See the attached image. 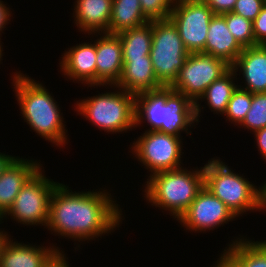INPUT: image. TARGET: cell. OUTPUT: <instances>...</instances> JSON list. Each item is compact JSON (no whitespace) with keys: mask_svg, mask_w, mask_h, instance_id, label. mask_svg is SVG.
<instances>
[{"mask_svg":"<svg viewBox=\"0 0 266 267\" xmlns=\"http://www.w3.org/2000/svg\"><path fill=\"white\" fill-rule=\"evenodd\" d=\"M69 188L59 183L51 196L46 226L51 234L71 239L76 245L75 241L102 238L120 227L125 215L110 190L73 192Z\"/></svg>","mask_w":266,"mask_h":267,"instance_id":"cell-1","label":"cell"},{"mask_svg":"<svg viewBox=\"0 0 266 267\" xmlns=\"http://www.w3.org/2000/svg\"><path fill=\"white\" fill-rule=\"evenodd\" d=\"M13 73L11 76L13 91L23 120L35 134L52 143V146L61 148L68 145L66 122L53 94L43 83L26 73L23 74L21 71Z\"/></svg>","mask_w":266,"mask_h":267,"instance_id":"cell-2","label":"cell"},{"mask_svg":"<svg viewBox=\"0 0 266 267\" xmlns=\"http://www.w3.org/2000/svg\"><path fill=\"white\" fill-rule=\"evenodd\" d=\"M146 122L150 126L146 131H159L177 137L185 132L191 137L193 133L188 131L198 124L195 103L171 87L139 93L135 98V129Z\"/></svg>","mask_w":266,"mask_h":267,"instance_id":"cell-3","label":"cell"},{"mask_svg":"<svg viewBox=\"0 0 266 267\" xmlns=\"http://www.w3.org/2000/svg\"><path fill=\"white\" fill-rule=\"evenodd\" d=\"M143 189L146 202L179 218L186 212L197 193L204 187V170L181 167L148 176Z\"/></svg>","mask_w":266,"mask_h":267,"instance_id":"cell-4","label":"cell"},{"mask_svg":"<svg viewBox=\"0 0 266 267\" xmlns=\"http://www.w3.org/2000/svg\"><path fill=\"white\" fill-rule=\"evenodd\" d=\"M113 88V92L105 91L86 99L76 101L74 111L83 116L100 131L107 134L127 133L135 129V98L136 95L128 93L115 85L88 86ZM110 87V88H109Z\"/></svg>","mask_w":266,"mask_h":267,"instance_id":"cell-5","label":"cell"},{"mask_svg":"<svg viewBox=\"0 0 266 267\" xmlns=\"http://www.w3.org/2000/svg\"><path fill=\"white\" fill-rule=\"evenodd\" d=\"M226 164L219 157L208 160L203 166L204 186L236 217L248 211H262L261 186H256Z\"/></svg>","mask_w":266,"mask_h":267,"instance_id":"cell-6","label":"cell"},{"mask_svg":"<svg viewBox=\"0 0 266 267\" xmlns=\"http://www.w3.org/2000/svg\"><path fill=\"white\" fill-rule=\"evenodd\" d=\"M188 55L177 27L169 18L152 21L150 58L157 80L164 87L173 84Z\"/></svg>","mask_w":266,"mask_h":267,"instance_id":"cell-7","label":"cell"},{"mask_svg":"<svg viewBox=\"0 0 266 267\" xmlns=\"http://www.w3.org/2000/svg\"><path fill=\"white\" fill-rule=\"evenodd\" d=\"M44 170V167H41L27 181L12 206L0 218L1 222L10 216L18 224L32 227L41 225L46 228L51 196L59 182L47 178Z\"/></svg>","mask_w":266,"mask_h":267,"instance_id":"cell-8","label":"cell"},{"mask_svg":"<svg viewBox=\"0 0 266 267\" xmlns=\"http://www.w3.org/2000/svg\"><path fill=\"white\" fill-rule=\"evenodd\" d=\"M182 137L159 131H145L130 145V153L150 173L149 176L183 167Z\"/></svg>","mask_w":266,"mask_h":267,"instance_id":"cell-9","label":"cell"},{"mask_svg":"<svg viewBox=\"0 0 266 267\" xmlns=\"http://www.w3.org/2000/svg\"><path fill=\"white\" fill-rule=\"evenodd\" d=\"M230 68L231 66L223 59L202 52L189 53L176 80L170 87L196 103L207 87Z\"/></svg>","mask_w":266,"mask_h":267,"instance_id":"cell-10","label":"cell"},{"mask_svg":"<svg viewBox=\"0 0 266 267\" xmlns=\"http://www.w3.org/2000/svg\"><path fill=\"white\" fill-rule=\"evenodd\" d=\"M213 11L203 0H174L169 19L189 53H204Z\"/></svg>","mask_w":266,"mask_h":267,"instance_id":"cell-11","label":"cell"},{"mask_svg":"<svg viewBox=\"0 0 266 267\" xmlns=\"http://www.w3.org/2000/svg\"><path fill=\"white\" fill-rule=\"evenodd\" d=\"M234 219L238 218L227 205L204 186L178 222L186 228L184 230L204 233L218 229L224 223L227 224Z\"/></svg>","mask_w":266,"mask_h":267,"instance_id":"cell-12","label":"cell"},{"mask_svg":"<svg viewBox=\"0 0 266 267\" xmlns=\"http://www.w3.org/2000/svg\"><path fill=\"white\" fill-rule=\"evenodd\" d=\"M88 35H91L93 39H95L94 36L97 37L96 86L116 85L123 72V51L120 37L117 34L109 33Z\"/></svg>","mask_w":266,"mask_h":267,"instance_id":"cell-13","label":"cell"},{"mask_svg":"<svg viewBox=\"0 0 266 267\" xmlns=\"http://www.w3.org/2000/svg\"><path fill=\"white\" fill-rule=\"evenodd\" d=\"M59 60L66 78L84 86H96V40L72 45Z\"/></svg>","mask_w":266,"mask_h":267,"instance_id":"cell-14","label":"cell"},{"mask_svg":"<svg viewBox=\"0 0 266 267\" xmlns=\"http://www.w3.org/2000/svg\"><path fill=\"white\" fill-rule=\"evenodd\" d=\"M34 159L15 157L0 175V218L12 206L27 181L41 168Z\"/></svg>","mask_w":266,"mask_h":267,"instance_id":"cell-15","label":"cell"},{"mask_svg":"<svg viewBox=\"0 0 266 267\" xmlns=\"http://www.w3.org/2000/svg\"><path fill=\"white\" fill-rule=\"evenodd\" d=\"M231 68L237 76L243 75L245 85H238L240 88L252 94L266 93V45L244 47Z\"/></svg>","mask_w":266,"mask_h":267,"instance_id":"cell-16","label":"cell"},{"mask_svg":"<svg viewBox=\"0 0 266 267\" xmlns=\"http://www.w3.org/2000/svg\"><path fill=\"white\" fill-rule=\"evenodd\" d=\"M14 240L10 239L5 245L0 267H45L61 252L53 243L49 246H35L33 243H18Z\"/></svg>","mask_w":266,"mask_h":267,"instance_id":"cell-17","label":"cell"},{"mask_svg":"<svg viewBox=\"0 0 266 267\" xmlns=\"http://www.w3.org/2000/svg\"><path fill=\"white\" fill-rule=\"evenodd\" d=\"M115 86L134 95L164 87L157 80L150 56L123 58V72Z\"/></svg>","mask_w":266,"mask_h":267,"instance_id":"cell-18","label":"cell"},{"mask_svg":"<svg viewBox=\"0 0 266 267\" xmlns=\"http://www.w3.org/2000/svg\"><path fill=\"white\" fill-rule=\"evenodd\" d=\"M74 25L84 34L108 33L113 0H75Z\"/></svg>","mask_w":266,"mask_h":267,"instance_id":"cell-19","label":"cell"},{"mask_svg":"<svg viewBox=\"0 0 266 267\" xmlns=\"http://www.w3.org/2000/svg\"><path fill=\"white\" fill-rule=\"evenodd\" d=\"M242 50L243 47L228 30L224 16L214 14L209 23L204 53L223 59L232 66Z\"/></svg>","mask_w":266,"mask_h":267,"instance_id":"cell-20","label":"cell"},{"mask_svg":"<svg viewBox=\"0 0 266 267\" xmlns=\"http://www.w3.org/2000/svg\"><path fill=\"white\" fill-rule=\"evenodd\" d=\"M238 79L240 78H237L235 71L230 68L224 75L207 87L205 93L195 103V117L198 123L201 122L199 121V118L201 112L205 109V106L203 105L202 107L200 103L203 101H205L211 112L217 115L222 114V116H224L232 93L238 86V82L235 81Z\"/></svg>","mask_w":266,"mask_h":267,"instance_id":"cell-21","label":"cell"},{"mask_svg":"<svg viewBox=\"0 0 266 267\" xmlns=\"http://www.w3.org/2000/svg\"><path fill=\"white\" fill-rule=\"evenodd\" d=\"M239 236L234 237L224 251L240 267H266V240L253 241Z\"/></svg>","mask_w":266,"mask_h":267,"instance_id":"cell-22","label":"cell"},{"mask_svg":"<svg viewBox=\"0 0 266 267\" xmlns=\"http://www.w3.org/2000/svg\"><path fill=\"white\" fill-rule=\"evenodd\" d=\"M148 22L141 9L140 0H113L108 33L119 34Z\"/></svg>","mask_w":266,"mask_h":267,"instance_id":"cell-23","label":"cell"},{"mask_svg":"<svg viewBox=\"0 0 266 267\" xmlns=\"http://www.w3.org/2000/svg\"><path fill=\"white\" fill-rule=\"evenodd\" d=\"M122 43L123 58H143L150 56L152 47V21L137 28L117 34Z\"/></svg>","mask_w":266,"mask_h":267,"instance_id":"cell-24","label":"cell"},{"mask_svg":"<svg viewBox=\"0 0 266 267\" xmlns=\"http://www.w3.org/2000/svg\"><path fill=\"white\" fill-rule=\"evenodd\" d=\"M252 103V93L240 88L233 91L228 107L225 112L226 121H229L235 126H239L246 117L247 112L250 110Z\"/></svg>","mask_w":266,"mask_h":267,"instance_id":"cell-25","label":"cell"},{"mask_svg":"<svg viewBox=\"0 0 266 267\" xmlns=\"http://www.w3.org/2000/svg\"><path fill=\"white\" fill-rule=\"evenodd\" d=\"M228 30L236 41L244 48L258 45L254 40L252 21L233 12L222 14Z\"/></svg>","mask_w":266,"mask_h":267,"instance_id":"cell-26","label":"cell"},{"mask_svg":"<svg viewBox=\"0 0 266 267\" xmlns=\"http://www.w3.org/2000/svg\"><path fill=\"white\" fill-rule=\"evenodd\" d=\"M238 127L250 130V133L266 127V93L252 94L250 110Z\"/></svg>","mask_w":266,"mask_h":267,"instance_id":"cell-27","label":"cell"},{"mask_svg":"<svg viewBox=\"0 0 266 267\" xmlns=\"http://www.w3.org/2000/svg\"><path fill=\"white\" fill-rule=\"evenodd\" d=\"M144 16L149 21L168 19L174 0H140Z\"/></svg>","mask_w":266,"mask_h":267,"instance_id":"cell-28","label":"cell"},{"mask_svg":"<svg viewBox=\"0 0 266 267\" xmlns=\"http://www.w3.org/2000/svg\"><path fill=\"white\" fill-rule=\"evenodd\" d=\"M264 5V0H237L232 12L253 22Z\"/></svg>","mask_w":266,"mask_h":267,"instance_id":"cell-29","label":"cell"},{"mask_svg":"<svg viewBox=\"0 0 266 267\" xmlns=\"http://www.w3.org/2000/svg\"><path fill=\"white\" fill-rule=\"evenodd\" d=\"M252 24L255 42L266 45V5L262 7L259 15Z\"/></svg>","mask_w":266,"mask_h":267,"instance_id":"cell-30","label":"cell"},{"mask_svg":"<svg viewBox=\"0 0 266 267\" xmlns=\"http://www.w3.org/2000/svg\"><path fill=\"white\" fill-rule=\"evenodd\" d=\"M214 14H225L232 12L237 0H203Z\"/></svg>","mask_w":266,"mask_h":267,"instance_id":"cell-31","label":"cell"},{"mask_svg":"<svg viewBox=\"0 0 266 267\" xmlns=\"http://www.w3.org/2000/svg\"><path fill=\"white\" fill-rule=\"evenodd\" d=\"M6 2H3L2 0H0V35L2 33H4V29L6 28V26H8L7 24L10 23V19H12L11 16L12 15V11L10 10L11 8L8 7L9 5H7ZM2 32V33H1ZM0 42H1V36H0Z\"/></svg>","mask_w":266,"mask_h":267,"instance_id":"cell-32","label":"cell"},{"mask_svg":"<svg viewBox=\"0 0 266 267\" xmlns=\"http://www.w3.org/2000/svg\"><path fill=\"white\" fill-rule=\"evenodd\" d=\"M252 134H254L255 137L254 139L256 142L254 143H256V148H258L257 150L259 151V154H261L260 156L264 158L266 162V127L257 130Z\"/></svg>","mask_w":266,"mask_h":267,"instance_id":"cell-33","label":"cell"},{"mask_svg":"<svg viewBox=\"0 0 266 267\" xmlns=\"http://www.w3.org/2000/svg\"><path fill=\"white\" fill-rule=\"evenodd\" d=\"M213 267H240L224 250Z\"/></svg>","mask_w":266,"mask_h":267,"instance_id":"cell-34","label":"cell"},{"mask_svg":"<svg viewBox=\"0 0 266 267\" xmlns=\"http://www.w3.org/2000/svg\"><path fill=\"white\" fill-rule=\"evenodd\" d=\"M68 257L65 255L64 251L61 252L45 267H68L70 264L68 262Z\"/></svg>","mask_w":266,"mask_h":267,"instance_id":"cell-35","label":"cell"},{"mask_svg":"<svg viewBox=\"0 0 266 267\" xmlns=\"http://www.w3.org/2000/svg\"><path fill=\"white\" fill-rule=\"evenodd\" d=\"M16 156L8 155V153L0 152V175L3 173L4 169Z\"/></svg>","mask_w":266,"mask_h":267,"instance_id":"cell-36","label":"cell"},{"mask_svg":"<svg viewBox=\"0 0 266 267\" xmlns=\"http://www.w3.org/2000/svg\"><path fill=\"white\" fill-rule=\"evenodd\" d=\"M3 223L0 221V224ZM12 237L2 228H0V258L3 252V249L7 242L11 239Z\"/></svg>","mask_w":266,"mask_h":267,"instance_id":"cell-37","label":"cell"},{"mask_svg":"<svg viewBox=\"0 0 266 267\" xmlns=\"http://www.w3.org/2000/svg\"><path fill=\"white\" fill-rule=\"evenodd\" d=\"M263 183L260 185L261 186V207H262V210L265 211L266 210V181H264Z\"/></svg>","mask_w":266,"mask_h":267,"instance_id":"cell-38","label":"cell"},{"mask_svg":"<svg viewBox=\"0 0 266 267\" xmlns=\"http://www.w3.org/2000/svg\"><path fill=\"white\" fill-rule=\"evenodd\" d=\"M3 51H4V50H3V45H2V43L0 42V64H1L2 60H3V59H2V58H3V57H2V56H3V53H2Z\"/></svg>","mask_w":266,"mask_h":267,"instance_id":"cell-39","label":"cell"}]
</instances>
